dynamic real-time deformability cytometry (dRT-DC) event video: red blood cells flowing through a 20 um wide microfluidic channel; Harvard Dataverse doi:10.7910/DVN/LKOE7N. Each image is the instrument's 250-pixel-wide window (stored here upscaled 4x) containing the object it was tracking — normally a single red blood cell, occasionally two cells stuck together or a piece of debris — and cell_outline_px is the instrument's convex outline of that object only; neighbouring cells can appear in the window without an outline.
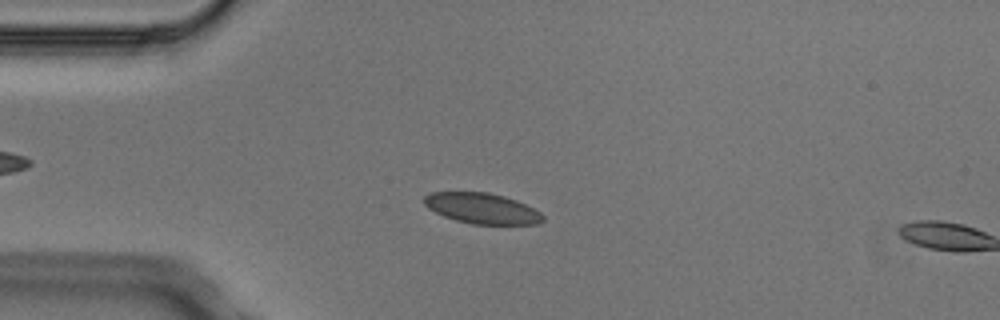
{"species": "Egyptian fruit bat (a non-hibernating species)", "species_latin": "Rousettus aegyptiacus", "temperature_condition": "cold", "stored_images_in_passage": 4, "camera_frame_rate_fps": 3000, "um_per_image_px": 0.085, "animal": {"sex": "male"}, "frame": {"image": 1, "passage_image": 3, "time_ms": 0.667, "image_size_px": [1000, 320], "cell_outline_px": [[544, 220], [536, 224], [472, 224], [456, 220], [444, 216], [428, 208], [424, 204], [424, 196], [432, 192], [488, 192], [504, 196], [516, 200], [540, 212], [544, 216]], "centroid_in_image_um": [40.96, 17.71], "position_along_channel_um": 44.0, "area_um2": 21.04}}